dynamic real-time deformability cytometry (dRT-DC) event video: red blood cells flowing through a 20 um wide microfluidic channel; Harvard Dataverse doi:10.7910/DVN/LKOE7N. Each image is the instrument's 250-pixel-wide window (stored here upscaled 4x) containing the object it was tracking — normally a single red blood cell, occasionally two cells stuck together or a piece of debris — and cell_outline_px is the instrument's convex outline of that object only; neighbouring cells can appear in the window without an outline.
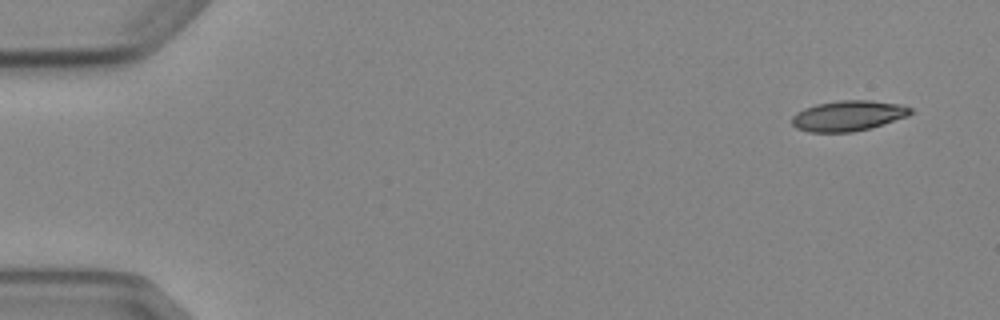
{"species": "Egyptian fruit bat (a non-hibernating species)", "species_latin": "Rousettus aegyptiacus", "temperature_condition": "cold", "stored_images_in_passage": 7, "camera_frame_rate_fps": 3000, "um_per_image_px": 0.085, "animal": {"sex": "female"}, "frame": {"image": 1, "passage_image": 1, "time_ms": 0.0, "image_size_px": [1000, 320], "cell_outline_px": [[912, 112], [908, 116], [872, 128], [852, 132], [808, 132], [796, 128], [792, 124], [792, 116], [796, 112], [804, 108], [816, 104], [840, 100], [868, 100], [900, 104], [912, 108]], "centroid_in_image_um": [72.09, 9.84], "position_along_channel_um": 12.9, "area_um2": 21.15}}
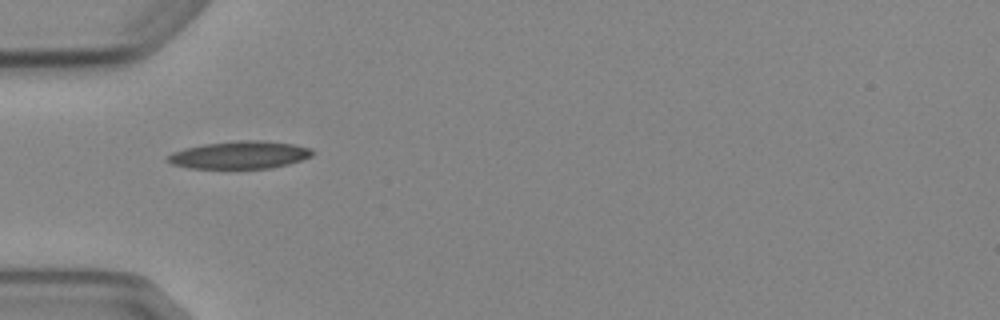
{"frame": {"image": 2, "passage_image": 5, "time_ms": 4.667, "image_size_px": [1000, 320], "cell_outline_px": [[316, 152], [312, 156], [288, 164], [272, 168], [188, 168], [172, 164], [164, 160], [172, 152], [184, 148], [204, 144], [236, 140], [264, 140], [292, 144], [312, 148]], "centroid_in_image_um": [20.38, 13.16], "position_along_channel_um": 64.6, "area_um2": 23.47}}
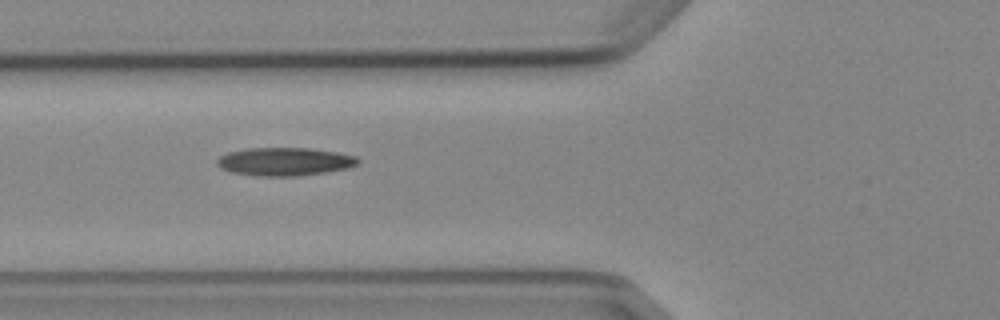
{"frame": {"image": 3, "passage_image": 6, "time_ms": 5.667, "image_size_px": [1000, 320], "cell_outline_px": [[360, 160], [356, 164], [348, 168], [328, 172], [296, 176], [256, 176], [232, 172], [220, 168], [216, 164], [216, 160], [220, 156], [228, 152], [248, 148], [308, 148], [336, 152], [356, 156]], "centroid_in_image_um": [24.18, 13.74], "position_along_channel_um": 101.6, "area_um2": 23.18}}